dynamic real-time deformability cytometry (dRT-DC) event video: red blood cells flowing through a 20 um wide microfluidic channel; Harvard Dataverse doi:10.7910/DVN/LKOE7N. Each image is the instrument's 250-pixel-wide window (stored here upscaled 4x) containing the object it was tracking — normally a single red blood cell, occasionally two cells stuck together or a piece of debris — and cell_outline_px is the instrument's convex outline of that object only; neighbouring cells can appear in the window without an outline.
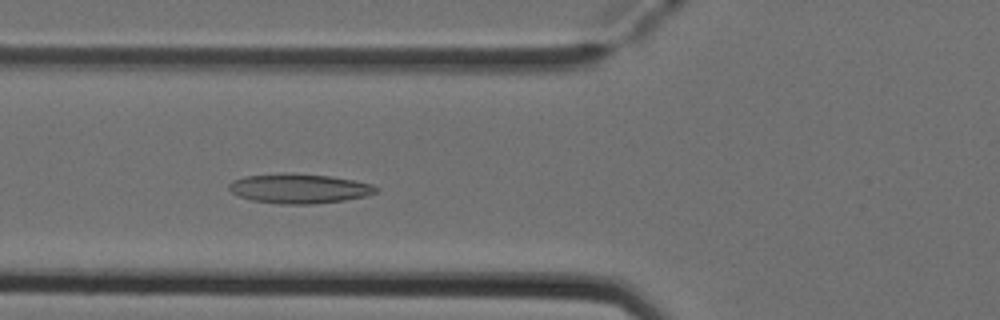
{"species": "Egyptian fruit bat (a non-hibernating species)", "species_latin": "Rousettus aegyptiacus", "temperature_condition": "cold", "stored_images_in_passage": 8, "camera_frame_rate_fps": 3000, "um_per_image_px": 0.085, "animal": {"sex": "female"}, "frame": {"image": 1, "passage_image": 5, "time_ms": 1.333, "image_size_px": [1000, 320], "cell_outline_px": [[380, 188], [376, 192], [364, 196], [344, 200], [312, 204], [280, 204], [252, 200], [240, 196], [232, 192], [228, 188], [228, 184], [232, 180], [244, 176], [328, 176], [352, 180], [372, 184]], "centroid_in_image_um": [25.45, 16.07], "position_along_channel_um": 100.3, "area_um2": 24.1}}
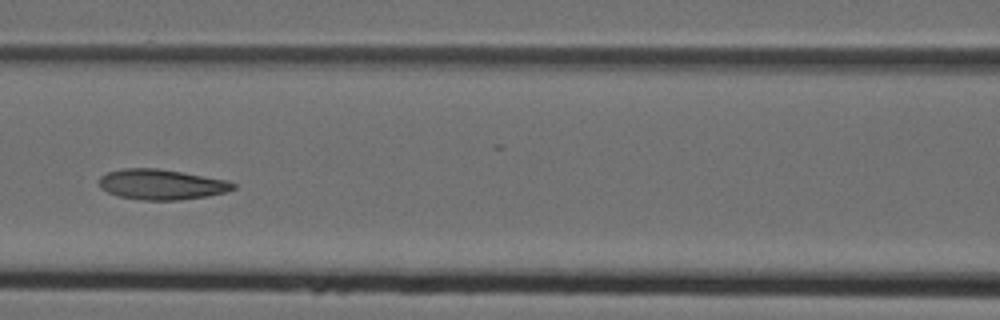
{"frame": {"image": 2, "passage_image": 6, "time_ms": 1.667, "image_size_px": [1000, 320], "cell_outline_px": [[236, 188], [224, 192], [208, 196], [180, 200], [140, 200], [120, 196], [108, 192], [100, 188], [100, 176], [108, 172], [124, 168], [156, 168], [180, 172], [224, 180], [236, 184]], "centroid_in_image_um": [13.7, 15.68], "position_along_channel_um": 152.9, "area_um2": 23.41}}
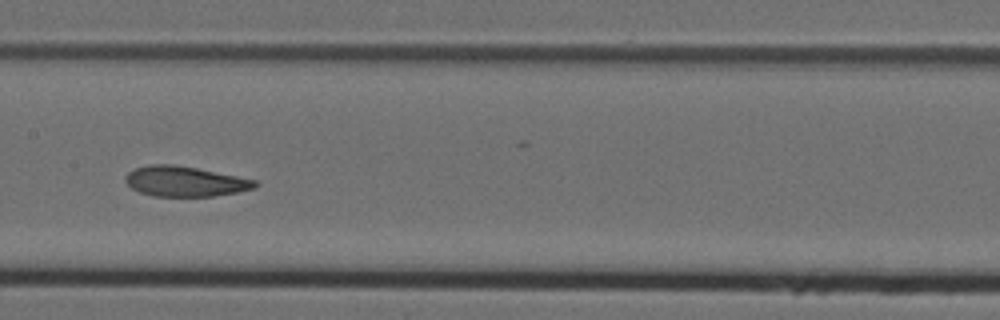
{"frame": {"image": 3, "passage_image": 7, "time_ms": 2.0, "image_size_px": [1000, 320], "cell_outline_px": [[260, 184], [256, 188], [236, 192], [212, 196], [152, 196], [140, 192], [132, 188], [124, 180], [124, 176], [128, 172], [136, 168], [148, 164], [176, 164], [256, 180]], "centroid_in_image_um": [15.71, 15.41], "position_along_channel_um": 191.7, "area_um2": 22.77}}